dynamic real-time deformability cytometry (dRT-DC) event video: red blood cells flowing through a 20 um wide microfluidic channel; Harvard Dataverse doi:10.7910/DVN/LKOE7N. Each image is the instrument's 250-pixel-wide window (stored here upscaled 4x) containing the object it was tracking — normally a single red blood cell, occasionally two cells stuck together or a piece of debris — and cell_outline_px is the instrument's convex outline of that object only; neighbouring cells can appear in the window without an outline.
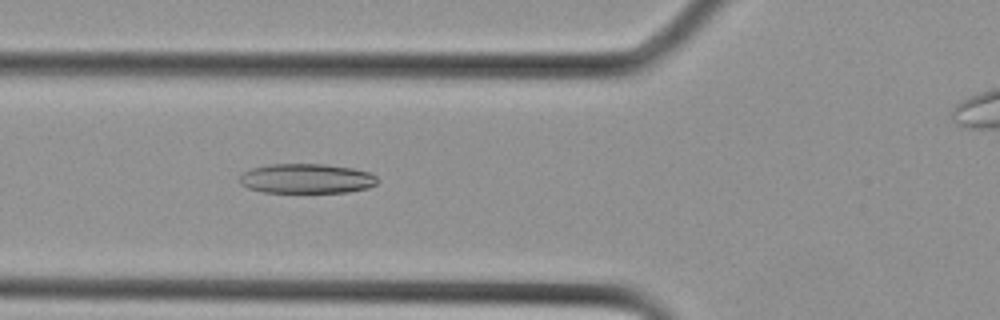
{"species": "Egyptian fruit bat (a non-hibernating species)", "species_latin": "Rousettus aegyptiacus", "temperature_condition": "cold", "stored_images_in_passage": 11, "camera_frame_rate_fps": 3000, "um_per_image_px": 0.085, "animal": {"sex": "female"}, "frame": {"image": 1, "passage_image": 11, "time_ms": 3.333, "image_size_px": [1000, 320], "cell_outline_px": [[376, 184], [368, 188], [348, 192], [264, 192], [248, 188], [240, 184], [240, 176], [244, 172], [252, 168], [272, 164], [324, 164], [352, 168], [368, 172], [376, 176]], "centroid_in_image_um": [26.05, 15.18], "position_along_channel_um": 99.8, "area_um2": 23.7}}